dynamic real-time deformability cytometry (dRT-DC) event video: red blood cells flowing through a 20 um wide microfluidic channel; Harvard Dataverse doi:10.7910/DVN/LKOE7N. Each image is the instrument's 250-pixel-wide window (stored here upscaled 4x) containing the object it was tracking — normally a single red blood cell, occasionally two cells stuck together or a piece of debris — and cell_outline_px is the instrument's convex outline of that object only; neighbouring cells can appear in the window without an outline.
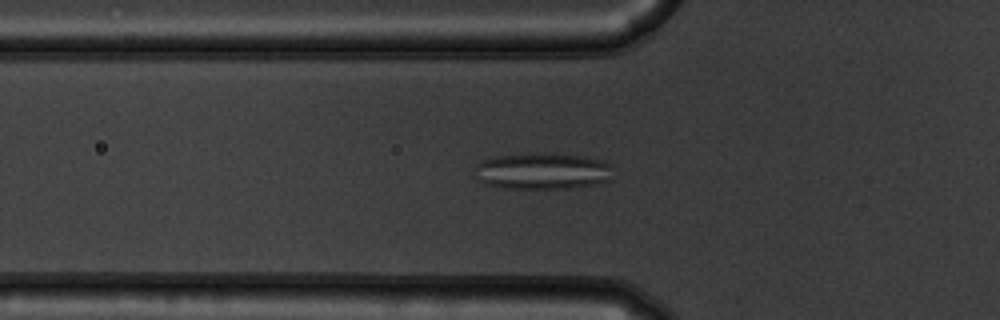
{"species": "common noctule bat (a hibernating species)", "species_latin": "Nyctalus noctula", "temperature_condition": "warm", "stored_images_in_passage": 53, "camera_frame_rate_fps": 3000, "um_per_image_px": 0.085, "animal": {"sex": "male", "body_mass_g": 19.5, "forearm_length_mm": 54.6}, "frame": {"image": 1, "passage_image": 18, "time_ms": 5.667, "image_size_px": [1000, 320], "cell_outline_px": [[612, 164], [608, 180], [596, 184], [568, 188], [504, 188], [484, 184], [480, 180], [476, 168], [476, 164], [480, 160], [496, 156], [544, 152], [580, 156], [604, 160]], "centroid_in_image_um": [46.11, 14.53], "position_along_channel_um": 79.7, "area_um2": 29.3}}
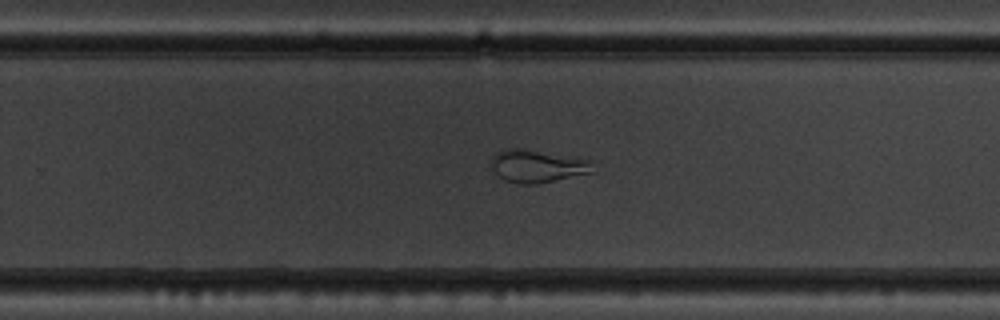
{"frame": {"image": 2, "passage_image": 34, "time_ms": 11.0, "image_size_px": [1000, 320], "cell_outline_px": [[596, 172], [536, 184], [516, 184], [504, 180], [492, 168], [492, 156], [496, 152], [504, 148], [520, 148], [576, 156], [592, 160]], "centroid_in_image_um": [45.74, 14.1], "position_along_channel_um": 284.1, "area_um2": 19.83}}
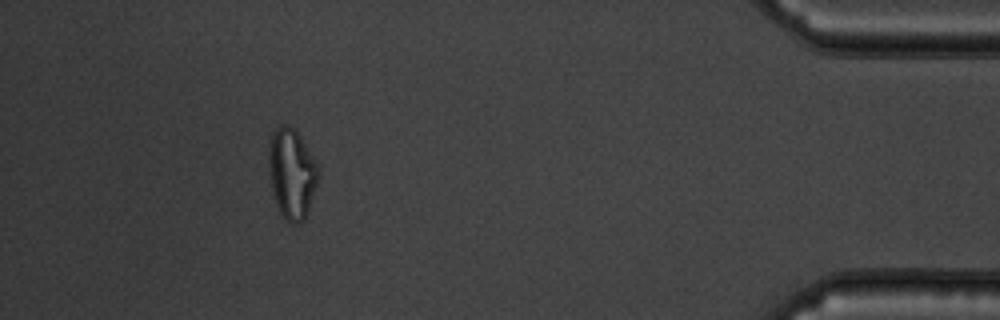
{"frame": {"image": 3, "passage_image": 48, "time_ms": 15.667, "image_size_px": [1000, 320], "cell_outline_px": [[320, 176], [308, 212], [304, 220], [296, 224], [292, 224], [284, 220], [276, 204], [272, 192], [268, 172], [268, 152], [272, 132], [280, 124], [284, 124], [296, 128], [316, 160], [320, 168]], "centroid_in_image_um": [24.81, 14.74], "position_along_channel_um": 410.4, "area_um2": 26.88}, "authors_computed_cell_mechanics": {"area_um2": 26.3568, "velocity_mm_per_s": 3.8399, "shape_relaxation_time_tau1_ms": null, "shape_relaxation_time_tau2_ms": 1.1222, "deformation_change_tau1": null, "deformation_change_tau2": 0.0818}}